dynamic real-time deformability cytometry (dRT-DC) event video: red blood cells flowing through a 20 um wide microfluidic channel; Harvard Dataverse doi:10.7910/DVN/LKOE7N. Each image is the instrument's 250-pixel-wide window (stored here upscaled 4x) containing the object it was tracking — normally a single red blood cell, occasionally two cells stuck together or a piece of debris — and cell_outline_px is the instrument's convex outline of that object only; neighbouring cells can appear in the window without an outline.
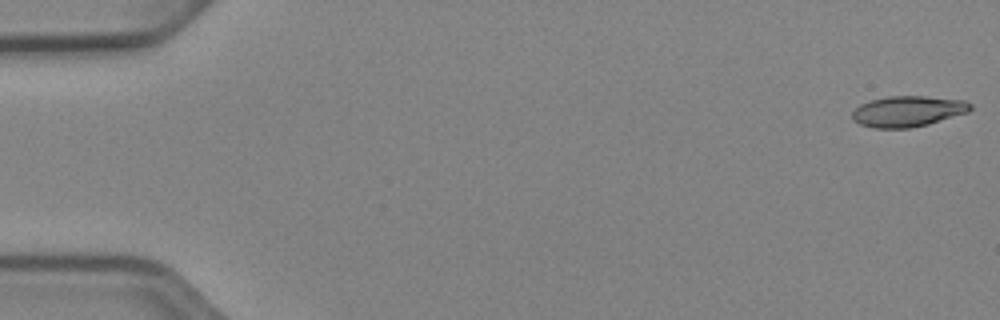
{"species": "Egyptian fruit bat (a non-hibernating species)", "species_latin": "Rousettus aegyptiacus", "temperature_condition": "cold", "stored_images_in_passage": 52, "camera_frame_rate_fps": 3000, "um_per_image_px": 0.085, "animal": {"sex": "female"}, "frame": {"image": 1, "passage_image": 1, "time_ms": 0.0, "image_size_px": [1000, 320], "cell_outline_px": [[972, 108], [968, 112], [928, 124], [908, 128], [872, 128], [860, 124], [852, 120], [852, 112], [860, 104], [868, 100], [888, 96], [924, 96], [964, 100], [972, 104]], "centroid_in_image_um": [77.14, 9.45], "position_along_channel_um": 7.9, "area_um2": 21.27}}
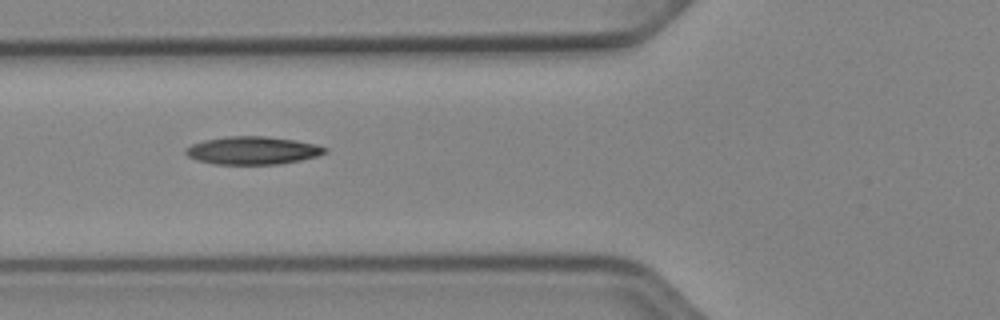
{"frame": {"image": 2, "passage_image": 20, "time_ms": 6.333, "image_size_px": [1000, 320], "cell_outline_px": [[328, 152], [316, 156], [300, 160], [280, 164], [216, 164], [196, 160], [188, 156], [184, 152], [184, 148], [192, 144], [204, 140], [228, 136], [264, 136], [296, 140], [316, 144], [328, 148]], "centroid_in_image_um": [21.47, 12.78], "position_along_channel_um": 104.3, "area_um2": 22.72}}
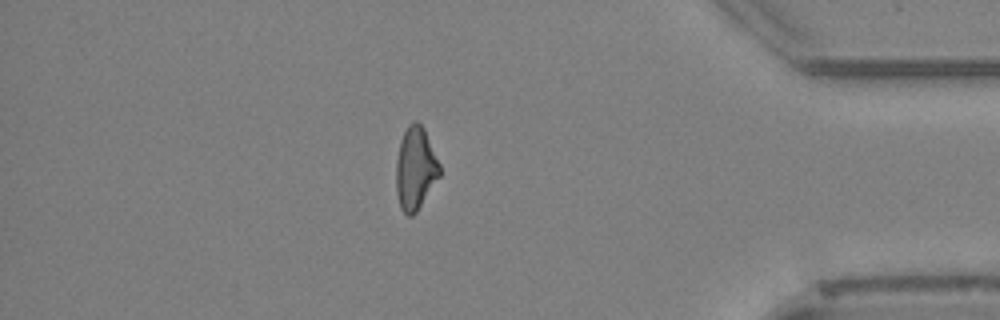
{"frame": {"image": 3, "passage_image": 45, "time_ms": 14.667, "image_size_px": [1000, 320], "cell_outline_px": [[440, 176], [416, 212], [412, 216], [408, 216], [400, 208], [396, 192], [396, 160], [400, 140], [408, 124], [416, 120], [424, 128], [440, 164]], "centroid_in_image_um": [35.3, 14.31], "position_along_channel_um": 399.9, "area_um2": 21.04}, "authors_computed_cell_mechanics": {"area_um2": 21.2415, "velocity_mm_per_s": 3.9512, "shape_relaxation_time_tau1_ms": 4.6955, "shape_relaxation_time_tau2_ms": null, "deformation_change_tau1": 0.1645, "deformation_change_tau2": null}}